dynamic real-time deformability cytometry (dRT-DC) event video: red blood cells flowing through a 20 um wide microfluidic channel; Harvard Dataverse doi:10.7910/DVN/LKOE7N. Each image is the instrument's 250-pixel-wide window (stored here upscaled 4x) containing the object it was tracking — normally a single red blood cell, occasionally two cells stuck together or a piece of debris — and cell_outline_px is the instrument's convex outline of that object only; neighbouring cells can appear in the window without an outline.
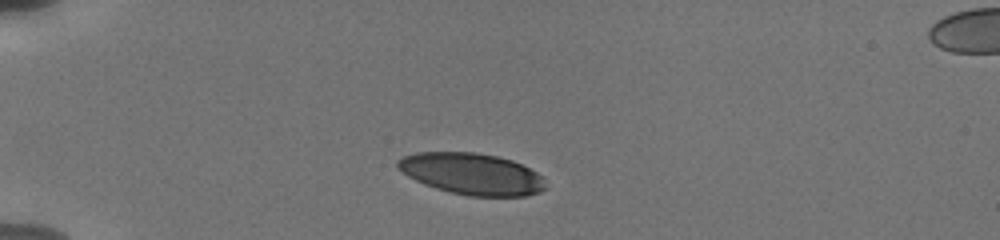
{"species": "human", "species_latin": "Homo sapiens", "temperature_condition": "cold", "stored_images_in_passage": 51, "camera_frame_rate_fps": 3000, "um_per_image_px": 0.085, "donor": {"sex": "male"}, "frame": {"image": 1, "passage_image": 1, "time_ms": 0.0, "image_size_px": [1000, 240], "cell_outline_px": [[548, 188], [540, 192], [524, 196], [468, 196], [436, 188], [424, 184], [408, 176], [396, 168], [396, 160], [404, 156], [416, 152], [476, 152], [496, 156], [512, 160], [536, 172], [540, 176]], "centroid_in_image_um": [40.08, 14.77], "position_along_channel_um": 44.9, "area_um2": 35.72}}
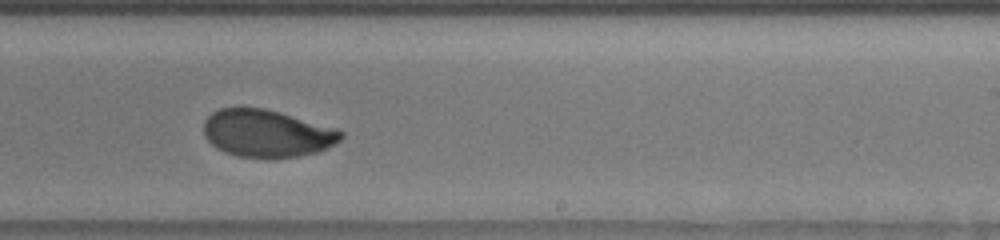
{"frame": {"image": 2, "passage_image": 25, "time_ms": 7.0, "image_size_px": [1000, 240], "cell_outline_px": [[344, 136], [340, 140], [316, 152], [300, 156], [272, 160], [268, 160], [236, 156], [224, 152], [216, 148], [204, 136], [204, 120], [212, 112], [220, 108], [264, 108], [280, 112], [336, 128], [344, 132]], "centroid_in_image_um": [22.66, 11.36], "position_along_channel_um": 266.3, "area_um2": 38.38}}
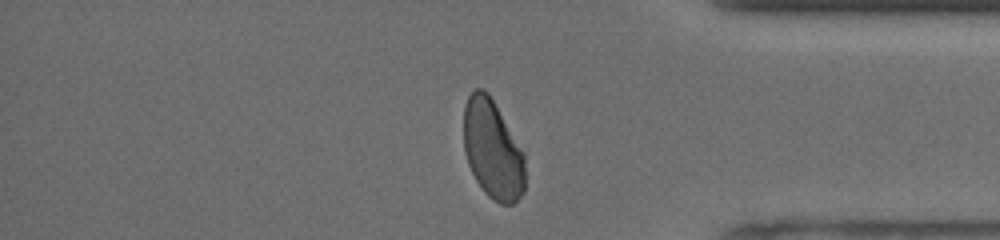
{"frame": {"image": 3, "passage_image": 39, "time_ms": 10.667, "image_size_px": [1000, 240], "cell_outline_px": [[524, 192], [512, 204], [500, 204], [492, 200], [484, 192], [476, 180], [468, 164], [464, 152], [464, 104], [468, 96], [476, 88], [484, 88], [488, 92], [524, 152]], "centroid_in_image_um": [41.86, 12.71], "position_along_channel_um": 393.3, "area_um2": 35.49}, "authors_computed_cell_mechanics": {"area_um2": 37.9746, "velocity_mm_per_s": 3.7768, "shape_relaxation_time_tau1_ms": 3.3139, "shape_relaxation_time_tau2_ms": 1.1449, "deformation_change_tau1": 0.1404, "deformation_change_tau2": 0.0486}}